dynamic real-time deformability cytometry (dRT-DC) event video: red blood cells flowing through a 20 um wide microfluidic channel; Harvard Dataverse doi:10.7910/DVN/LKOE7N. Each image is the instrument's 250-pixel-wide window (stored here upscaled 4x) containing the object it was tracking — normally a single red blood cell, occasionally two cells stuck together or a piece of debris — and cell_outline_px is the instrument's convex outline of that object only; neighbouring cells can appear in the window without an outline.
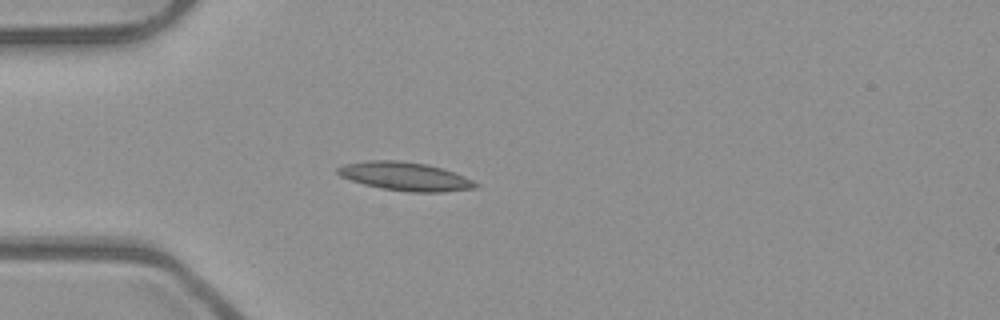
{"species": "common noctule bat (a hibernating species)", "species_latin": "Nyctalus noctula", "temperature_condition": "room temperature", "stored_images_in_passage": 42, "camera_frame_rate_fps": 3000, "um_per_image_px": 0.085, "animal": {"sex": "male", "body_mass_g": 23.1, "forearm_length_mm": 52.7}, "frame": {"image": 1, "passage_image": 8, "time_ms": 2.333, "image_size_px": [1000, 320], "cell_outline_px": [[480, 184], [476, 188], [444, 192], [408, 192], [380, 188], [364, 184], [340, 176], [336, 172], [336, 168], [344, 164], [368, 160], [400, 160], [428, 164], [464, 176]], "centroid_in_image_um": [34.43, 14.99], "position_along_channel_um": 50.6, "area_um2": 22.95}}
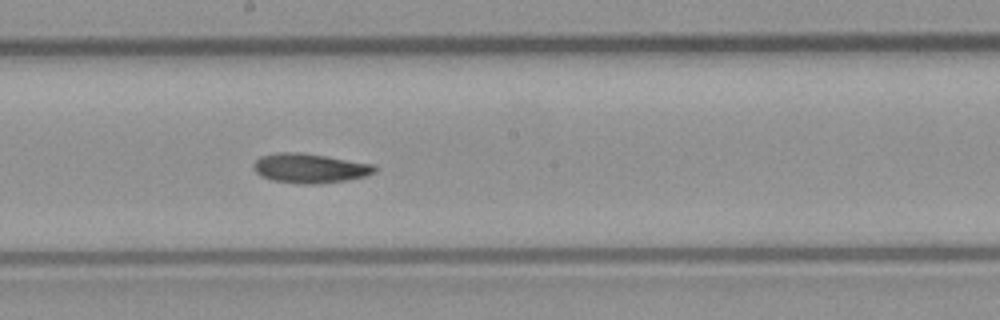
{"frame": {"image": 2, "passage_image": 22, "time_ms": 7.0, "image_size_px": [1000, 320], "cell_outline_px": [[376, 172], [368, 176], [348, 180], [316, 184], [300, 184], [272, 180], [260, 176], [252, 168], [252, 164], [260, 156], [276, 152], [300, 152], [376, 164]], "centroid_in_image_um": [26.34, 14.3], "position_along_channel_um": 221.9, "area_um2": 21.15}}
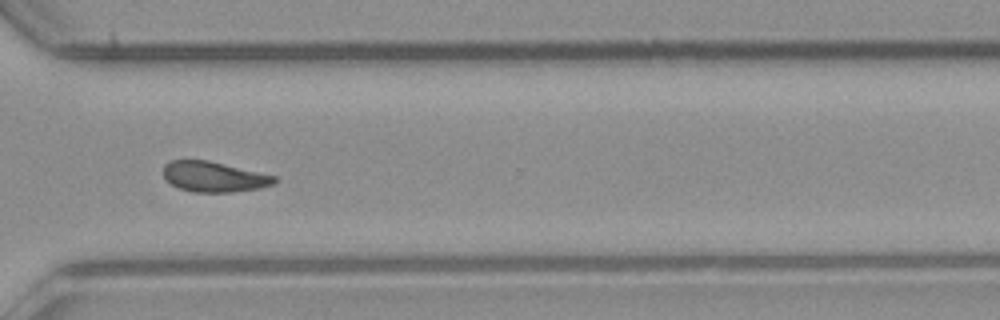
{"frame": {"image": 3, "passage_image": 32, "time_ms": 10.333, "image_size_px": [1000, 320], "cell_outline_px": [[280, 180], [272, 184], [260, 188], [232, 192], [192, 192], [180, 188], [172, 184], [164, 176], [164, 164], [168, 160], [208, 160], [276, 176]], "centroid_in_image_um": [18.2, 15.02], "position_along_channel_um": 352.4, "area_um2": 19.59}, "authors_computed_cell_mechanics": {"area_um2": 20.1433, "velocity_mm_per_s": 3.9282, "shape_relaxation_time_tau1_ms": 5.4432, "shape_relaxation_time_tau2_ms": 6.2194, "deformation_change_tau1": 0.1476, "deformation_change_tau2": 0.1398}}